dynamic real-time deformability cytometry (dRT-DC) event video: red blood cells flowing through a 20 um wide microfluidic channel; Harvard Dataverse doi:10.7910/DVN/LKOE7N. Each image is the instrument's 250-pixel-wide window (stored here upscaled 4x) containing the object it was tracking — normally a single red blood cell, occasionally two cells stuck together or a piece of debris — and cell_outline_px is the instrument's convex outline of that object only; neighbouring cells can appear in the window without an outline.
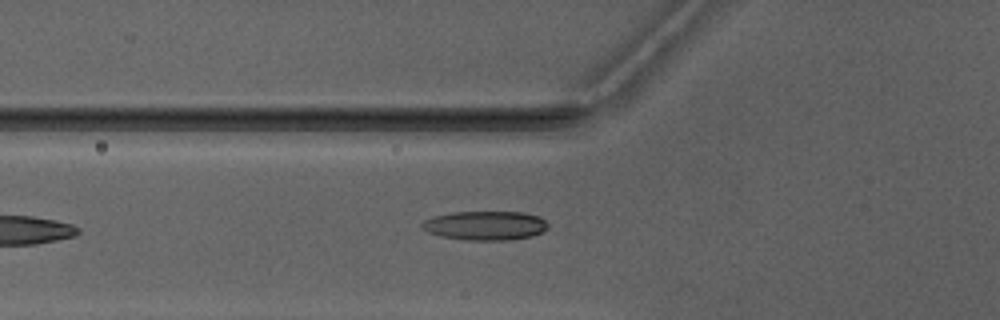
{"species": "Egyptian fruit bat (a non-hibernating species)", "species_latin": "Rousettus aegyptiacus", "temperature_condition": "warm", "stored_images_in_passage": 5, "camera_frame_rate_fps": 3000, "um_per_image_px": 0.085, "animal": {"sex": "male"}, "frame": {"image": 1, "passage_image": 5, "time_ms": 4.667, "image_size_px": [1000, 320], "cell_outline_px": [[548, 228], [532, 236], [508, 240], [464, 240], [440, 236], [428, 232], [420, 224], [424, 220], [432, 216], [452, 212], [524, 212], [540, 216], [548, 224]], "centroid_in_image_um": [41.24, 19.16], "position_along_channel_um": 84.6, "area_um2": 21.44}}